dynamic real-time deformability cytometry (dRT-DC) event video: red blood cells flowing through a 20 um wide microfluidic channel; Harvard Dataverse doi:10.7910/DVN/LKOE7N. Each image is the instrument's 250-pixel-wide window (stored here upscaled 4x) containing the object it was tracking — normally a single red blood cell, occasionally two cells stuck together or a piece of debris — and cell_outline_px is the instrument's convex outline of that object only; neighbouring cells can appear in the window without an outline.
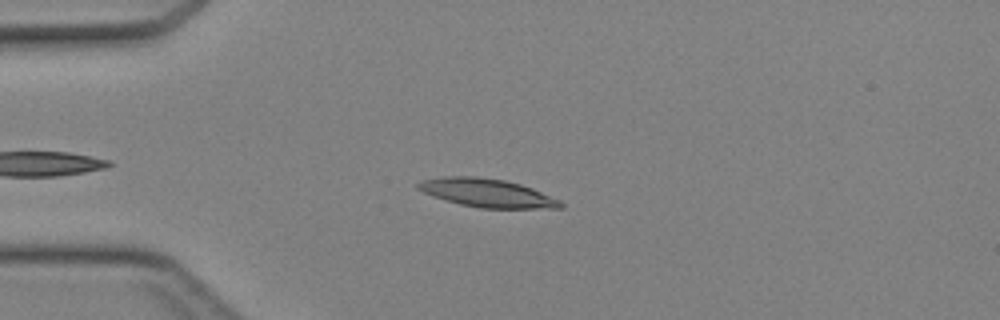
{"species": "Egyptian fruit bat (a non-hibernating species)", "species_latin": "Rousettus aegyptiacus", "temperature_condition": "cold", "stored_images_in_passage": 35, "camera_frame_rate_fps": 3000, "um_per_image_px": 0.085, "animal": {"sex": "female"}, "frame": {"image": 1, "passage_image": 4, "time_ms": 1.0, "image_size_px": [1000, 320], "cell_outline_px": [[564, 208], [480, 208], [460, 204], [424, 192], [416, 188], [416, 184], [424, 180], [444, 176], [476, 176], [504, 180], [520, 184], [532, 188], [560, 200], [564, 204]], "centroid_in_image_um": [41.44, 16.4], "position_along_channel_um": 43.6, "area_um2": 23.29}}
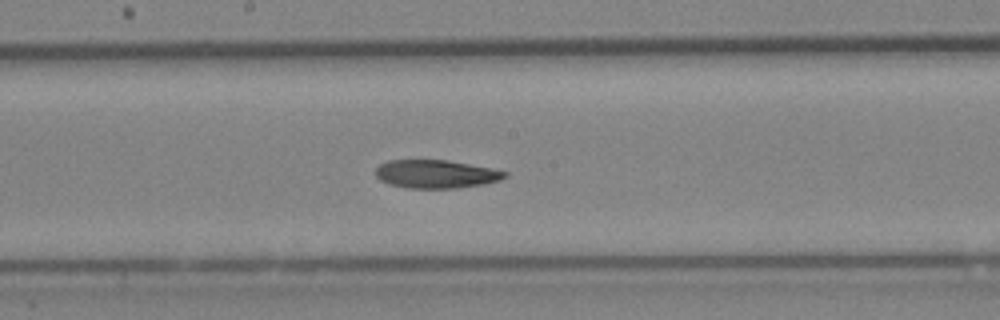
{"frame": {"image": 2, "passage_image": 17, "time_ms": 5.333, "image_size_px": [1000, 320], "cell_outline_px": [[508, 176], [500, 180], [484, 184], [456, 188], [408, 188], [388, 184], [380, 180], [376, 176], [376, 168], [380, 164], [388, 160], [448, 160], [492, 168], [508, 172]], "centroid_in_image_um": [37.07, 14.79], "position_along_channel_um": 211.1, "area_um2": 21.39}}
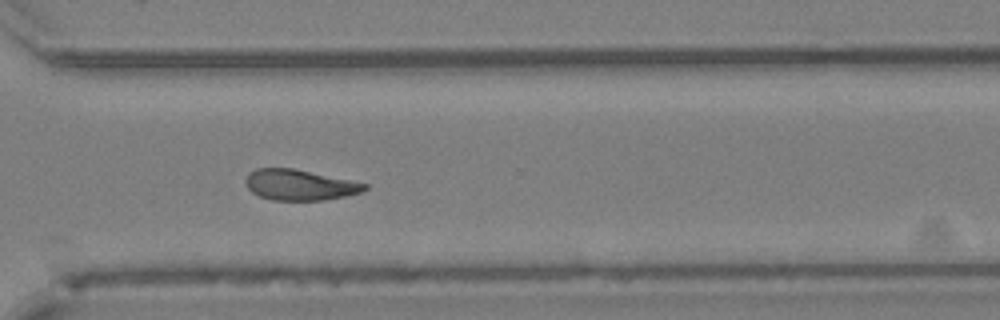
{"frame": {"image": 3, "passage_image": 26, "time_ms": 8.333, "image_size_px": [1000, 320], "cell_outline_px": [[368, 188], [360, 192], [344, 196], [324, 200], [272, 200], [260, 196], [252, 192], [244, 184], [244, 180], [248, 172], [256, 168], [292, 168], [368, 184]], "centroid_in_image_um": [25.4, 15.71], "position_along_channel_um": 345.2, "area_um2": 21.15}}